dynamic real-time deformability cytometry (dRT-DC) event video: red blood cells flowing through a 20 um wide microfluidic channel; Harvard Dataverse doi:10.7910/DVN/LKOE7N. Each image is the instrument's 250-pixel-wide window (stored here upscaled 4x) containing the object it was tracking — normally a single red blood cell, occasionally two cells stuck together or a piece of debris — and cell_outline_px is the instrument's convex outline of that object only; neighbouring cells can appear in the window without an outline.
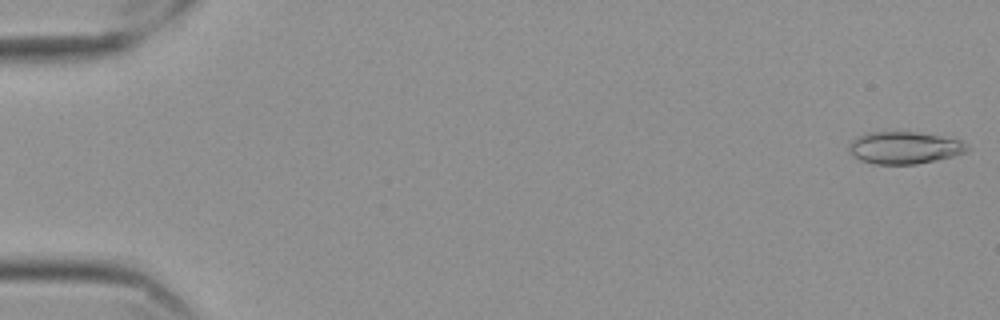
{"species": "Egyptian fruit bat (a non-hibernating species)", "species_latin": "Rousettus aegyptiacus", "temperature_condition": "cold", "stored_images_in_passage": 57, "camera_frame_rate_fps": 3000, "um_per_image_px": 0.085, "frame": {"image": 1, "passage_image": 1, "time_ms": 0.0, "image_size_px": [1000, 320], "cell_outline_px": [[968, 152], [952, 156], [916, 164], [872, 164], [860, 160], [848, 148], [852, 140], [868, 132], [916, 132], [940, 136], [960, 140], [968, 148]], "centroid_in_image_um": [76.87, 12.56], "position_along_channel_um": 8.1, "area_um2": 21.79}}
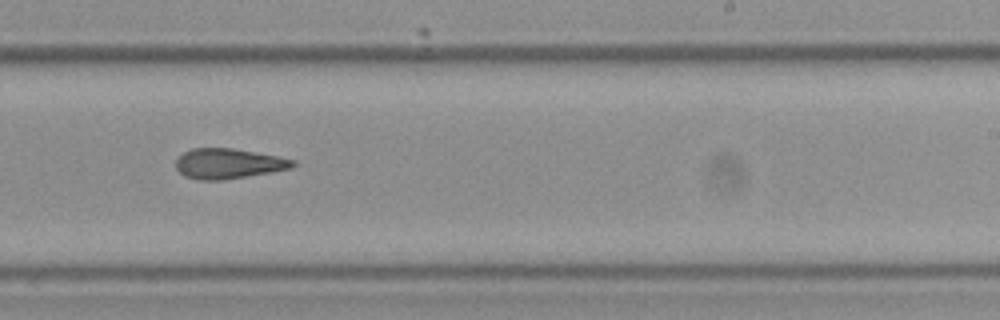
{"frame": {"image": 2, "passage_image": 36, "time_ms": 11.667, "image_size_px": [1000, 320], "cell_outline_px": [[296, 164], [292, 168], [272, 172], [224, 180], [200, 180], [184, 176], [176, 168], [176, 160], [184, 152], [192, 148], [232, 148], [276, 156], [296, 160]], "centroid_in_image_um": [19.42, 13.91], "position_along_channel_um": 269.6, "area_um2": 20.52}}
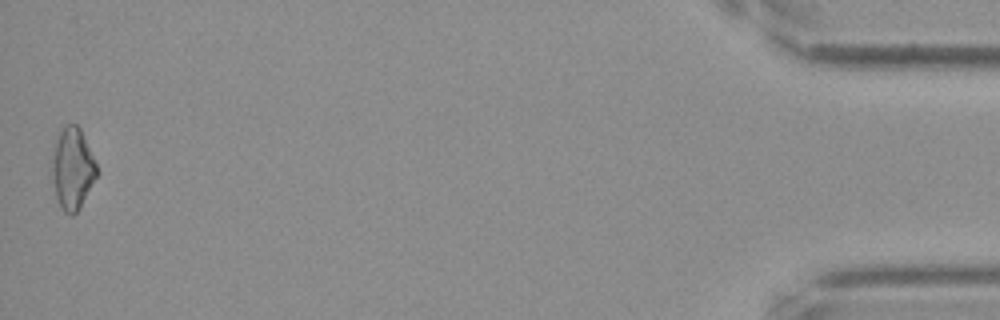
{"frame": {"image": 3, "passage_image": 57, "time_ms": 18.667, "image_size_px": [1000, 320], "cell_outline_px": [[100, 172], [80, 208], [72, 216], [64, 212], [56, 196], [52, 180], [52, 160], [56, 140], [60, 124], [76, 124], [80, 128]], "centroid_in_image_um": [6.17, 14.31], "position_along_channel_um": 429.0, "area_um2": 21.5}, "authors_computed_cell_mechanics": {"area_um2": 20.808, "velocity_mm_per_s": 3.5484, "shape_relaxation_time_tau1_ms": null, "shape_relaxation_time_tau2_ms": 8.727, "deformation_change_tau1": null, "deformation_change_tau2": 0.2152}}